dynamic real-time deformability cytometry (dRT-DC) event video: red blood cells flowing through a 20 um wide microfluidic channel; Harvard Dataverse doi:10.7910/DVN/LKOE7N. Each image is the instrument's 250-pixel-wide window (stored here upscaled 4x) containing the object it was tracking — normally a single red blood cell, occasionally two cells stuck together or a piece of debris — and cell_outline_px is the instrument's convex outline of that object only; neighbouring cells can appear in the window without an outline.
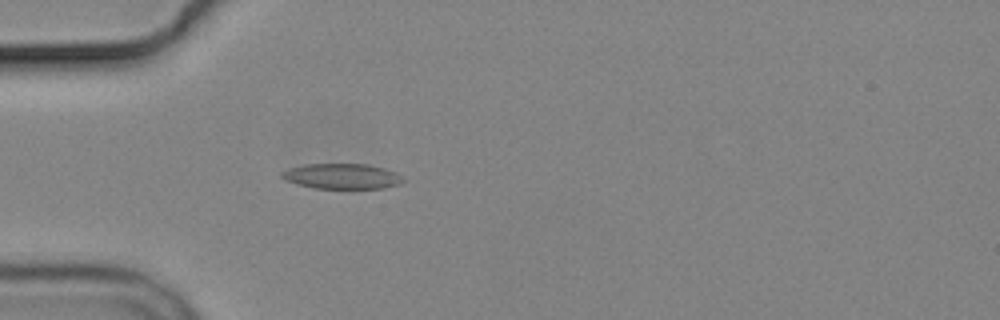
{"species": "common noctule bat (a hibernating species)", "species_latin": "Nyctalus noctula", "temperature_condition": "cold", "stored_images_in_passage": 2, "camera_frame_rate_fps": 3000, "um_per_image_px": 0.085, "animal": {"sex": "male", "body_mass_g": 19.2, "forearm_length_mm": 51.8}, "frame": {"image": 1, "passage_image": 2, "time_ms": 1.333, "image_size_px": [1000, 320], "cell_outline_px": [[408, 180], [400, 184], [384, 188], [316, 188], [284, 180], [280, 176], [280, 172], [288, 168], [304, 164], [368, 164], [384, 168], [396, 172]], "centroid_in_image_um": [29.1, 14.97], "position_along_channel_um": 55.9, "area_um2": 18.03}}